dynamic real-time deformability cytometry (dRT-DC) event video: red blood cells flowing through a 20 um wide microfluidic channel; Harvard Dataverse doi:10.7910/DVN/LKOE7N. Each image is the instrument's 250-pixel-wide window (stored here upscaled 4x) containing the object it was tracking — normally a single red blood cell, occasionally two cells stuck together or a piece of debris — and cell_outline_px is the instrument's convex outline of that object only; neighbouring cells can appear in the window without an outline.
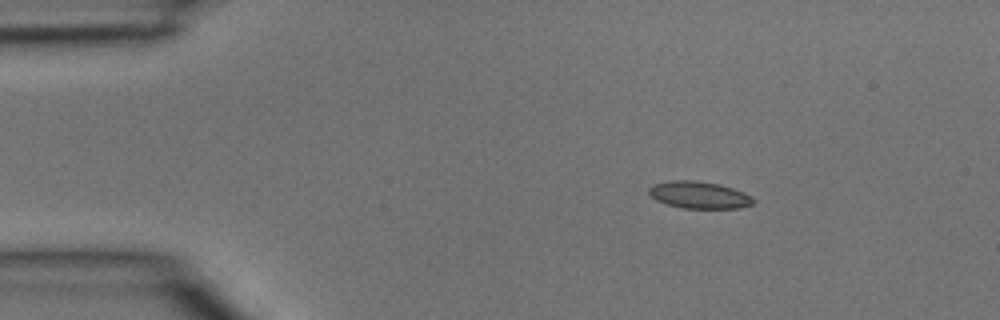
{"species": "common noctule bat (a hibernating species)", "species_latin": "Nyctalus noctula", "temperature_condition": "room temperature", "stored_images_in_passage": 3, "segment_of_instrument_passage": [1, 2], "camera_frame_rate_fps": 3000, "um_per_image_px": 0.085, "animal": {"sex": "male", "body_mass_g": 15.6}, "frame": {"image": 1, "passage_image": 1, "time_ms": 0.0, "image_size_px": [1000, 320], "cell_outline_px": [[756, 200], [752, 204], [740, 208], [684, 208], [668, 204], [656, 200], [648, 192], [648, 188], [652, 184], [672, 180], [696, 180], [720, 184], [744, 192], [752, 196]], "centroid_in_image_um": [59.44, 16.56], "position_along_channel_um": 25.6, "area_um2": 16.53}}